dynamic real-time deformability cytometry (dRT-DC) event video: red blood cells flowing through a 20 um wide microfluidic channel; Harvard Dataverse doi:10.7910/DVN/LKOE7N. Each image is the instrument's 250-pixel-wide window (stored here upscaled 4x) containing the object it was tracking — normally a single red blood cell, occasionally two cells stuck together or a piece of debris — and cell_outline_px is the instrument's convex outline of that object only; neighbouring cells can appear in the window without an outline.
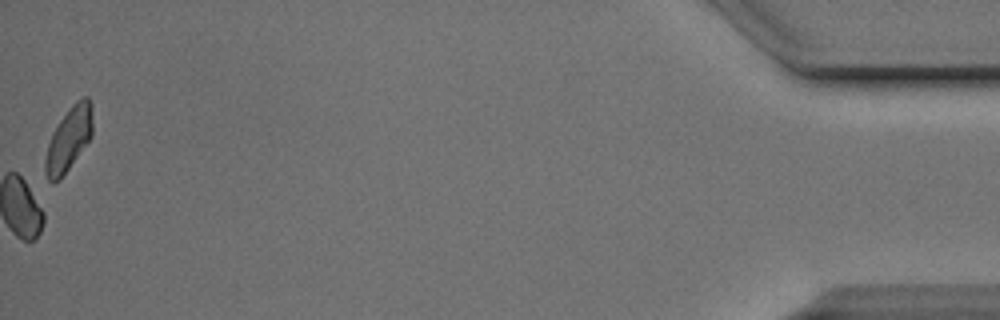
{"species": "Egyptian fruit bat (a non-hibernating species)", "species_latin": "Rousettus aegyptiacus", "temperature_condition": "cold", "stored_images_in_passage": 54, "camera_frame_rate_fps": 3000, "um_per_image_px": 0.085, "animal": {"sex": "male"}, "frame": {"image": 1, "passage_image": 54, "time_ms": 17.667, "image_size_px": [1000, 320], "cell_outline_px": [[92, 136], [60, 180], [48, 180], [44, 172], [44, 160], [48, 144], [52, 132], [60, 120], [72, 104], [76, 100], [84, 96], [88, 96], [92, 104]], "centroid_in_image_um": [5.84, 11.79], "position_along_channel_um": 429.4, "area_um2": 17.57}}